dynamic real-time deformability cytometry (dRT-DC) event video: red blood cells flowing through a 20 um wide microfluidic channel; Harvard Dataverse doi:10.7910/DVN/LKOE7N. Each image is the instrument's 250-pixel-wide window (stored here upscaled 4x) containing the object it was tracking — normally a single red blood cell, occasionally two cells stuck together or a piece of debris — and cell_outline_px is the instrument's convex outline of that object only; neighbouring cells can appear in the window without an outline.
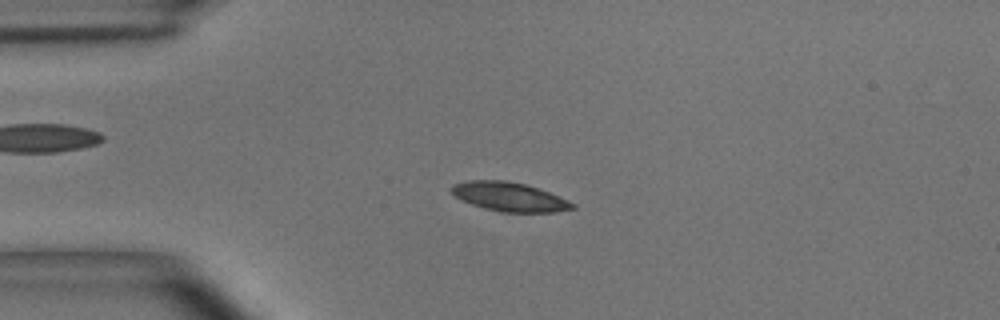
{"species": "common noctule bat (a hibernating species)", "species_latin": "Nyctalus noctula", "temperature_condition": "room temperature", "stored_images_in_passage": 48, "camera_frame_rate_fps": 3000, "um_per_image_px": 0.085, "animal": {"sex": "male", "body_mass_g": 15.6}, "frame": {"image": 1, "passage_image": 11, "time_ms": 3.333, "image_size_px": [1000, 320], "cell_outline_px": [[576, 208], [556, 212], [500, 212], [484, 208], [472, 204], [456, 196], [448, 188], [452, 184], [468, 180], [504, 180], [524, 184], [548, 192], [568, 200], [576, 204]], "centroid_in_image_um": [43.29, 16.73], "position_along_channel_um": 41.7, "area_um2": 20.35}}
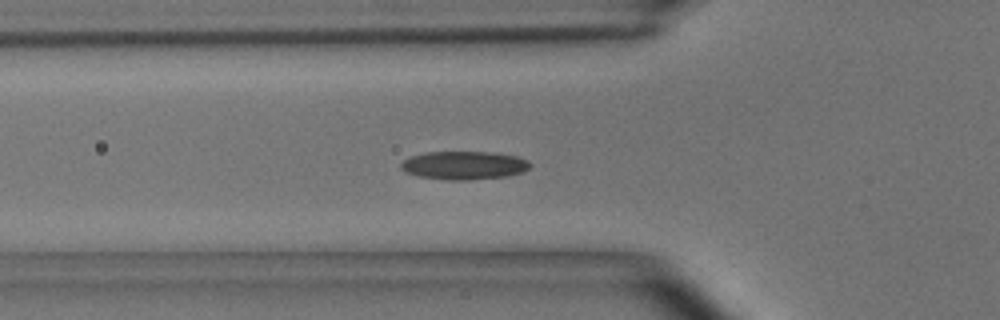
{"frame": {"image": 2, "passage_image": 16, "time_ms": 5.0, "image_size_px": [1000, 320], "cell_outline_px": [[532, 164], [524, 172], [508, 176], [468, 180], [448, 180], [416, 176], [404, 172], [400, 168], [400, 164], [408, 156], [424, 152], [496, 152], [520, 156], [528, 160]], "centroid_in_image_um": [39.44, 14.05], "position_along_channel_um": 86.4, "area_um2": 21.79}}
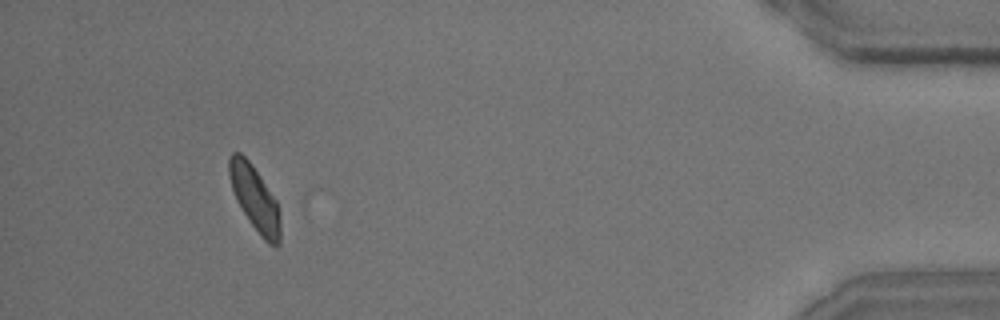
{"frame": {"image": 3, "passage_image": 45, "time_ms": 14.667, "image_size_px": [1000, 320], "cell_outline_px": [[280, 244], [276, 248], [268, 244], [264, 240], [248, 220], [236, 200], [228, 176], [228, 156], [232, 152], [240, 152], [252, 164], [276, 200], [280, 216]], "centroid_in_image_um": [21.65, 16.87], "position_along_channel_um": 413.6, "area_um2": 19.48}}